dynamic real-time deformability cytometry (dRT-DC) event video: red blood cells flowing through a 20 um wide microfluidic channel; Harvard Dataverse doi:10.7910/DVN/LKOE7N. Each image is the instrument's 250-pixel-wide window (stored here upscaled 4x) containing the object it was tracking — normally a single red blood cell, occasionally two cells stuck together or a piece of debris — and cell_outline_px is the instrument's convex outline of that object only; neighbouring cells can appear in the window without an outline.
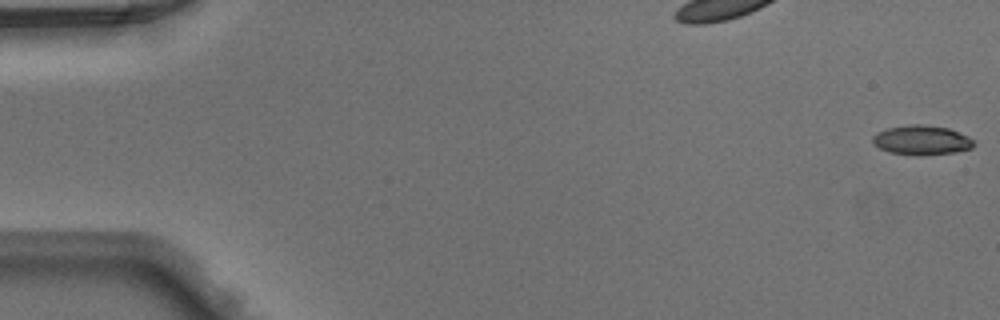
{"species": "Egyptian fruit bat (a non-hibernating species)", "species_latin": "Rousettus aegyptiacus", "temperature_condition": "warm", "stored_images_in_passage": 50, "camera_frame_rate_fps": 3000, "um_per_image_px": 0.085, "animal": {"sex": "male"}, "frame": {"image": 1, "passage_image": 1, "time_ms": 0.0, "image_size_px": [1000, 320], "cell_outline_px": [[976, 144], [972, 148], [956, 152], [920, 156], [888, 152], [872, 144], [872, 136], [876, 132], [888, 128], [908, 124], [920, 124], [948, 128], [960, 132], [976, 140]], "centroid_in_image_um": [78.36, 11.91], "position_along_channel_um": 6.6, "area_um2": 17.74}}
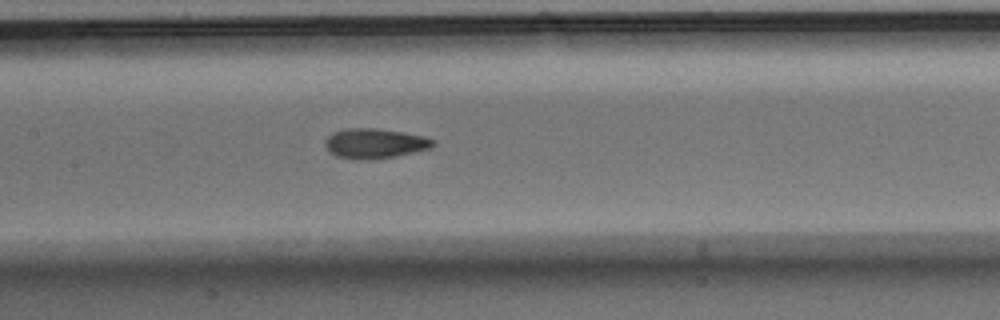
{"frame": {"image": 2, "passage_image": 24, "time_ms": 7.667, "image_size_px": [1000, 320], "cell_outline_px": [[436, 144], [432, 148], [396, 156], [372, 160], [352, 160], [336, 156], [328, 152], [324, 144], [324, 140], [332, 132], [344, 128], [376, 128], [424, 136], [436, 140]], "centroid_in_image_um": [31.82, 12.2], "position_along_channel_um": 175.6, "area_um2": 19.25}}
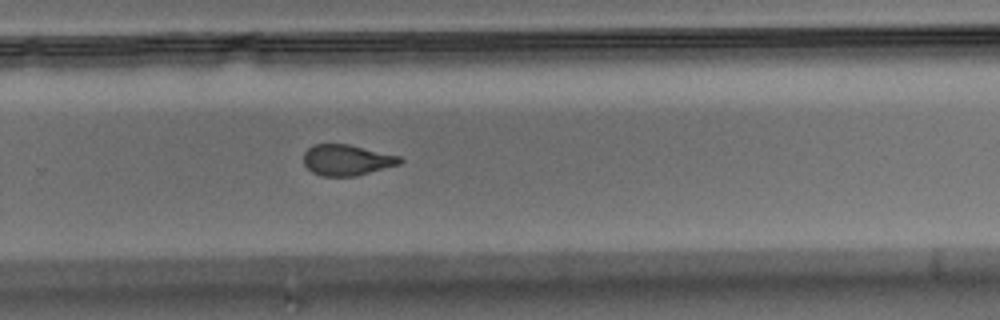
{"frame": {"image": 3, "passage_image": 33, "time_ms": 10.667, "image_size_px": [1000, 320], "cell_outline_px": [[404, 160], [400, 164], [356, 176], [320, 176], [312, 172], [304, 164], [304, 152], [312, 144], [348, 144], [400, 156]], "centroid_in_image_um": [29.47, 13.6], "position_along_channel_um": 300.3, "area_um2": 17.34}}